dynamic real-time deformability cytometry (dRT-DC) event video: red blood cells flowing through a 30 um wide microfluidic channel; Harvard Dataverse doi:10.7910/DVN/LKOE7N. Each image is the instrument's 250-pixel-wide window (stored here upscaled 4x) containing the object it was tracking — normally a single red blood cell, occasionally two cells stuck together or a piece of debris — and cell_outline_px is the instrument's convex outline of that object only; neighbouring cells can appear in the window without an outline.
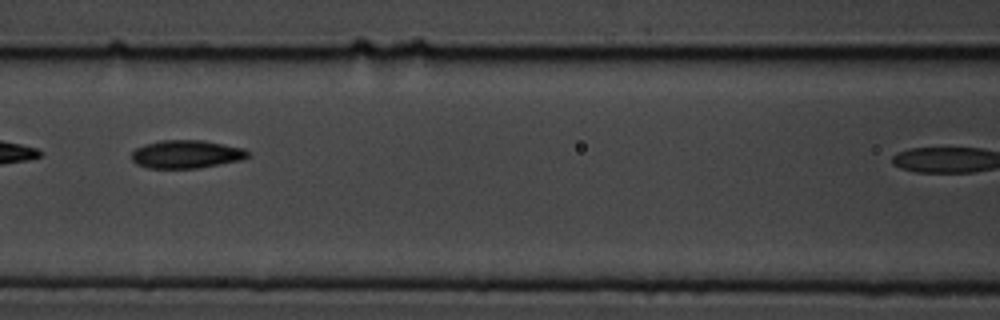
{"species": "common noctule bat (a hibernating species)", "species_latin": "Nyctalus noctula", "temperature_condition": "cold", "stored_images_in_passage": 5, "camera_frame_rate_fps": 3000, "um_per_image_px": 0.085, "animal": {"sex": "male", "body_mass_g": 19.5, "forearm_length_mm": 54.6}, "frame": {"image": 1, "passage_image": 4, "time_ms": 4.0, "image_size_px": [1000, 320], "cell_outline_px": [[252, 156], [240, 160], [200, 168], [148, 168], [136, 164], [132, 160], [132, 152], [136, 148], [144, 144], [160, 140], [204, 140], [244, 148], [252, 152]], "centroid_in_image_um": [15.88, 13.1], "position_along_channel_um": 150.7, "area_um2": 19.31}}